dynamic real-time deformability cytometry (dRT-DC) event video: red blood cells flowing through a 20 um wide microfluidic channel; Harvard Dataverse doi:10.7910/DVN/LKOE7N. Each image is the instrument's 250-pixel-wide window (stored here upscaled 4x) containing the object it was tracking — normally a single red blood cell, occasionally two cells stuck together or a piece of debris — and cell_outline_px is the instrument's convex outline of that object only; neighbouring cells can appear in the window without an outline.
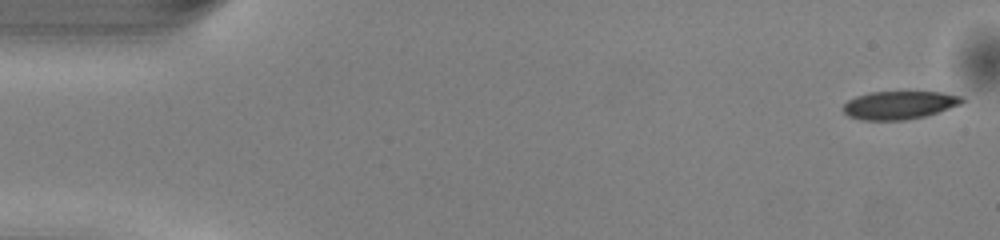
{"species": "common noctule bat (a hibernating species)", "species_latin": "Nyctalus noctula", "temperature_condition": "warm", "stored_images_in_passage": 50, "camera_frame_rate_fps": 3000, "um_per_image_px": 0.085, "animal": {"sex": "male", "body_mass_g": 13.0, "forearm_length_mm": 53.1}, "frame": {"image": 1, "passage_image": 1, "time_ms": 0.0, "image_size_px": [1000, 240], "cell_outline_px": [[964, 100], [960, 104], [924, 116], [904, 120], [860, 120], [848, 116], [840, 108], [848, 100], [856, 96], [868, 92], [944, 92], [960, 96]], "centroid_in_image_um": [76.36, 8.93], "position_along_channel_um": 8.6, "area_um2": 19.42}}
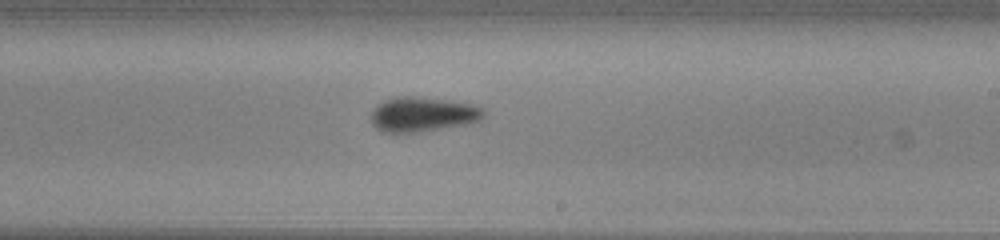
{"frame": {"image": 2, "passage_image": 29, "time_ms": 9.333, "image_size_px": [1000, 240], "cell_outline_px": [[484, 116], [480, 120], [464, 124], [420, 132], [380, 132], [372, 124], [372, 112], [376, 104], [384, 100], [396, 96], [416, 96], [448, 100], [472, 104], [484, 108]], "centroid_in_image_um": [35.9, 9.71], "position_along_channel_um": 253.1, "area_um2": 22.83}}
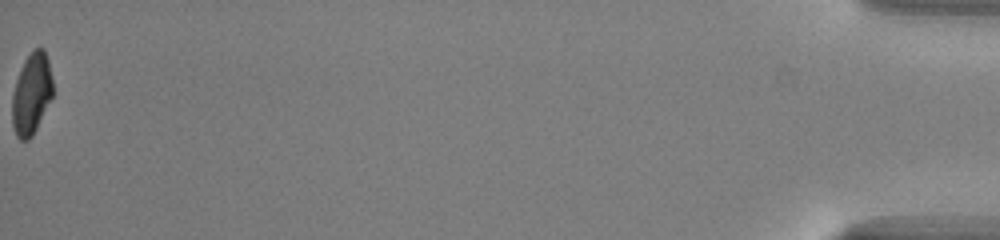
{"frame": {"image": 3, "passage_image": 50, "time_ms": 16.333, "image_size_px": [1000, 240], "cell_outline_px": [[52, 96], [32, 136], [28, 140], [20, 140], [16, 136], [12, 124], [12, 96], [16, 80], [20, 68], [24, 60], [32, 48], [44, 48], [48, 60], [52, 76]], "centroid_in_image_um": [2.66, 7.94], "position_along_channel_um": 432.5, "area_um2": 19.25}, "authors_computed_cell_mechanics": {"area_um2": 21.3282, "velocity_mm_per_s": 4.0937, "shape_relaxation_time_tau1_ms": 2.6818, "shape_relaxation_time_tau2_ms": 2.4711, "deformation_change_tau1": 0.1088, "deformation_change_tau2": 0.0958}}